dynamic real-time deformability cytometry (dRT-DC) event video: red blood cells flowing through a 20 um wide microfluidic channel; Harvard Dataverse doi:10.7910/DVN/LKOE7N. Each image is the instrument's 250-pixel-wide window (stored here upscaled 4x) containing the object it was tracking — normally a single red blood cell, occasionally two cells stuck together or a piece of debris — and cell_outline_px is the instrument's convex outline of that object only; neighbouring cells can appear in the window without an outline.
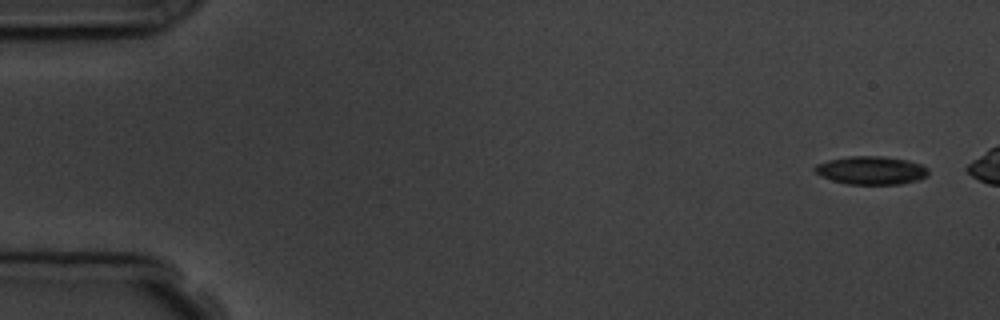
{"species": "common noctule bat (a hibernating species)", "species_latin": "Nyctalus noctula", "temperature_condition": "room temperature", "stored_images_in_passage": 4, "camera_frame_rate_fps": 3000, "um_per_image_px": 0.085, "animal": {"sex": "male", "body_mass_g": 19.5, "forearm_length_mm": 54.6}, "frame": {"image": 1, "passage_image": 1, "time_ms": 0.0, "image_size_px": [1000, 320], "cell_outline_px": [[928, 176], [916, 180], [900, 184], [848, 184], [832, 180], [820, 176], [812, 168], [816, 164], [828, 160], [848, 156], [880, 156], [908, 160], [920, 164], [928, 168]], "centroid_in_image_um": [74.03, 14.47], "position_along_channel_um": 11.0, "area_um2": 18.67}}